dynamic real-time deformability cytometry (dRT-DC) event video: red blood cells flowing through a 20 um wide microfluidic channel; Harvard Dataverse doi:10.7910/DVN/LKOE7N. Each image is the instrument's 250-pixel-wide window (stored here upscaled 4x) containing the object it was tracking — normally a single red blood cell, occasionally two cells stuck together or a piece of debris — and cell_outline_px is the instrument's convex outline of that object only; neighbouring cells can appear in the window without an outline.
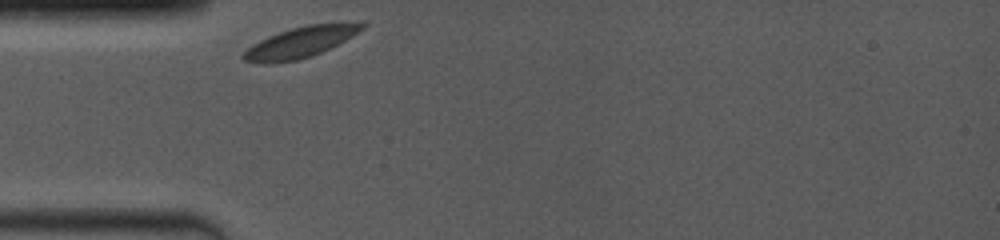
{"species": "common noctule bat (a hibernating species)", "species_latin": "Nyctalus noctula", "temperature_condition": "room temperature", "stored_images_in_passage": 47, "camera_frame_rate_fps": 4000, "um_per_image_px": 0.085, "animal": {"sex": "female", "body_mass_g": 19.0, "forearm_length_mm": 53.3}, "frame": {"image": 1, "passage_image": 1, "time_ms": 0.0, "image_size_px": [1000, 240], "cell_outline_px": [[368, 24], [364, 28], [352, 36], [312, 56], [296, 60], [244, 60], [240, 56], [252, 44], [268, 36], [292, 28], [308, 24]], "centroid_in_image_um": [25.54, 3.56], "position_along_channel_um": 59.5, "area_um2": 19.83}}
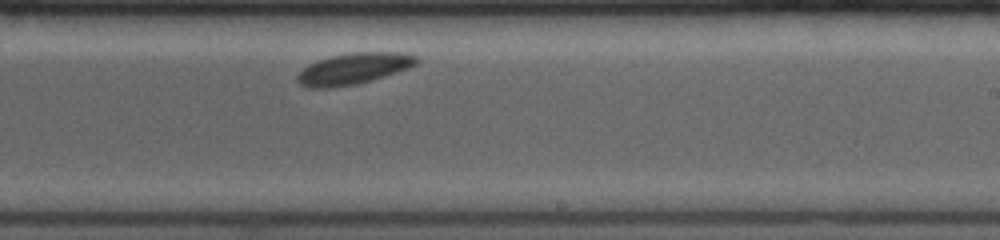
{"frame": {"image": 2, "passage_image": 26, "time_ms": 5.5, "image_size_px": [1000, 240], "cell_outline_px": [[420, 60], [416, 64], [408, 68], [384, 76], [356, 84], [332, 88], [312, 88], [300, 84], [296, 80], [296, 76], [308, 64], [332, 56], [352, 52], [404, 52], [416, 56]], "centroid_in_image_um": [30.07, 5.83], "position_along_channel_um": 258.9, "area_um2": 21.56}}
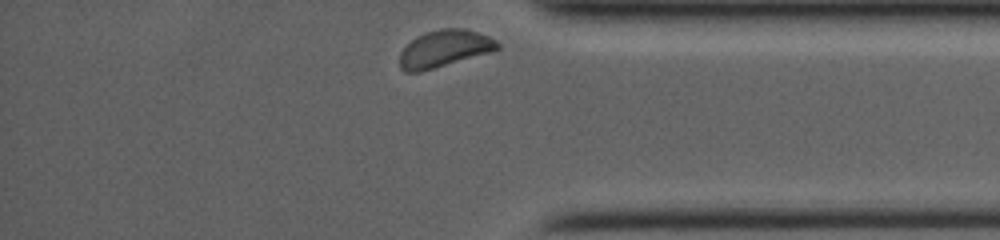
{"frame": {"image": 3, "passage_image": 47, "time_ms": 9.25, "image_size_px": [1000, 240], "cell_outline_px": [[500, 48], [492, 52], [420, 72], [404, 72], [400, 68], [400, 52], [416, 36], [424, 32], [440, 28], [464, 28], [488, 36], [496, 40], [500, 44]], "centroid_in_image_um": [37.77, 4.13], "position_along_channel_um": 397.4, "area_um2": 21.15}}